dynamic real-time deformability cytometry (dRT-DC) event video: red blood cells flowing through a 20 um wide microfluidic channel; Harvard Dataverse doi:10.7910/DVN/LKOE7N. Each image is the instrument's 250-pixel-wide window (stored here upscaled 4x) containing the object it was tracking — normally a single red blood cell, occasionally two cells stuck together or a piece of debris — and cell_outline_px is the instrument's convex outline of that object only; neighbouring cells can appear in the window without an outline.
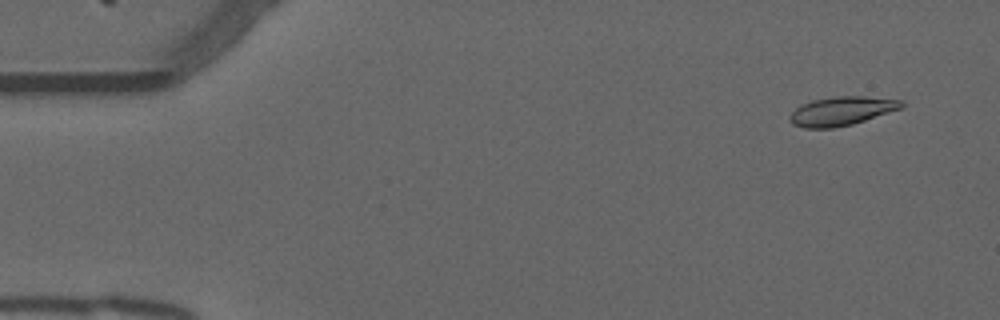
{"species": "common noctule bat (a hibernating species)", "species_latin": "Nyctalus noctula", "temperature_condition": "warm", "stored_images_in_passage": 55, "camera_frame_rate_fps": 3000, "um_per_image_px": 0.085, "animal": {"sex": "male", "forearm_length_mm": 52.5}, "frame": {"image": 1, "passage_image": 4, "time_ms": 1.0, "image_size_px": [1000, 320], "cell_outline_px": [[904, 104], [900, 108], [852, 124], [832, 128], [804, 128], [792, 124], [788, 120], [788, 116], [800, 104], [812, 100], [836, 96], [864, 96], [904, 100]], "centroid_in_image_um": [71.48, 9.43], "position_along_channel_um": 13.5, "area_um2": 18.73}}
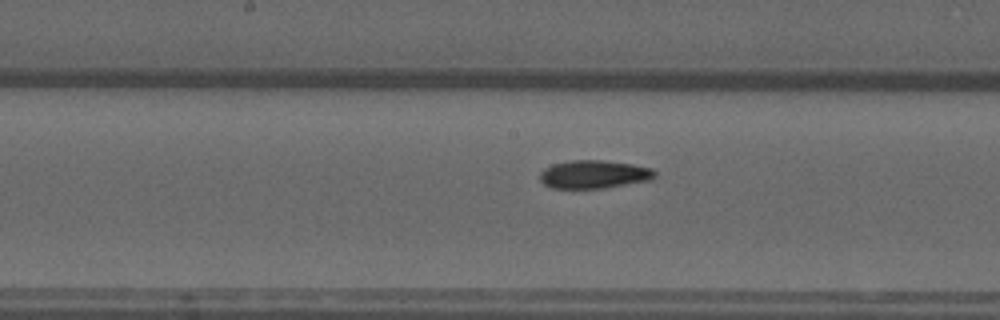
{"frame": {"image": 2, "passage_image": 28, "time_ms": 9.0, "image_size_px": [1000, 320], "cell_outline_px": [[656, 176], [652, 180], [604, 188], [552, 188], [544, 184], [540, 180], [540, 172], [544, 168], [552, 164], [572, 160], [604, 160], [632, 164], [652, 168], [656, 172]], "centroid_in_image_um": [50.5, 14.81], "position_along_channel_um": 197.7, "area_um2": 19.02}}
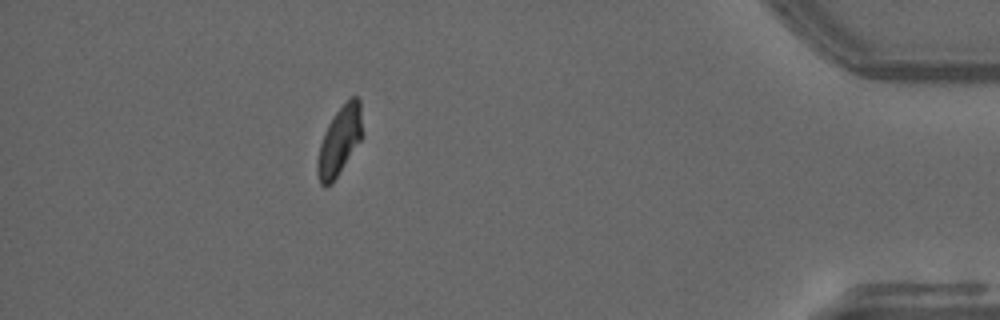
{"frame": {"image": 3, "passage_image": 49, "time_ms": 16.0, "image_size_px": [1000, 320], "cell_outline_px": [[360, 140], [332, 184], [320, 184], [316, 172], [316, 160], [320, 144], [324, 132], [328, 124], [336, 112], [352, 96], [356, 96], [360, 100]], "centroid_in_image_um": [28.8, 12.01], "position_along_channel_um": 406.4, "area_um2": 17.34}, "authors_computed_cell_mechanics": {"area_um2": 18.3804, "velocity_mm_per_s": 3.7545, "shape_relaxation_time_tau1_ms": 11.3571, "shape_relaxation_time_tau2_ms": 6.8753, "deformation_change_tau1": 0.2673, "deformation_change_tau2": 0.0943}}